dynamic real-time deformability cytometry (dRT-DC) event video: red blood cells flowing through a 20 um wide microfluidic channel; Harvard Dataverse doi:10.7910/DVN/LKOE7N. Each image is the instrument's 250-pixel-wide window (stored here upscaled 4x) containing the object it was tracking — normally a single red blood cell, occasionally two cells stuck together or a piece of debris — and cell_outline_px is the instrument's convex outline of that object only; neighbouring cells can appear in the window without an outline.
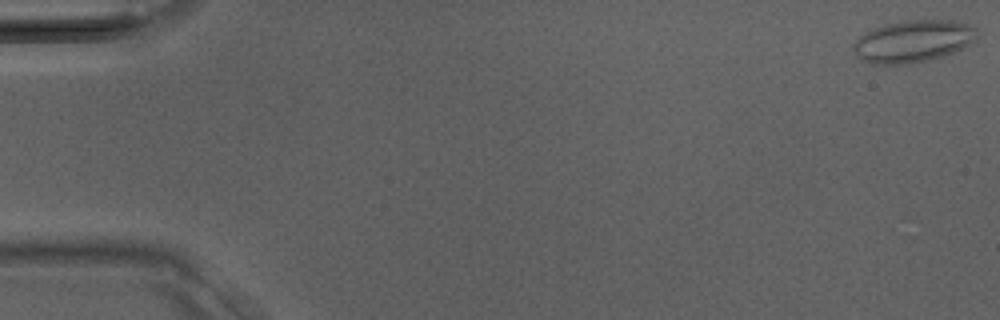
{"species": "Egyptian fruit bat (a non-hibernating species)", "species_latin": "Rousettus aegyptiacus", "temperature_condition": "room temperature", "stored_images_in_passage": 8, "camera_frame_rate_fps": 3000, "um_per_image_px": 0.085, "animal": {"sex": "male"}, "frame": {"image": 1, "passage_image": 1, "time_ms": 0.0, "image_size_px": [1000, 320], "cell_outline_px": [[976, 40], [944, 56], [908, 64], [872, 64], [860, 60], [856, 56], [852, 48], [852, 44], [864, 32], [884, 24], [908, 20], [952, 20], [968, 24], [976, 28]], "centroid_in_image_um": [77.56, 3.51], "position_along_channel_um": 7.4, "area_um2": 30.35}}